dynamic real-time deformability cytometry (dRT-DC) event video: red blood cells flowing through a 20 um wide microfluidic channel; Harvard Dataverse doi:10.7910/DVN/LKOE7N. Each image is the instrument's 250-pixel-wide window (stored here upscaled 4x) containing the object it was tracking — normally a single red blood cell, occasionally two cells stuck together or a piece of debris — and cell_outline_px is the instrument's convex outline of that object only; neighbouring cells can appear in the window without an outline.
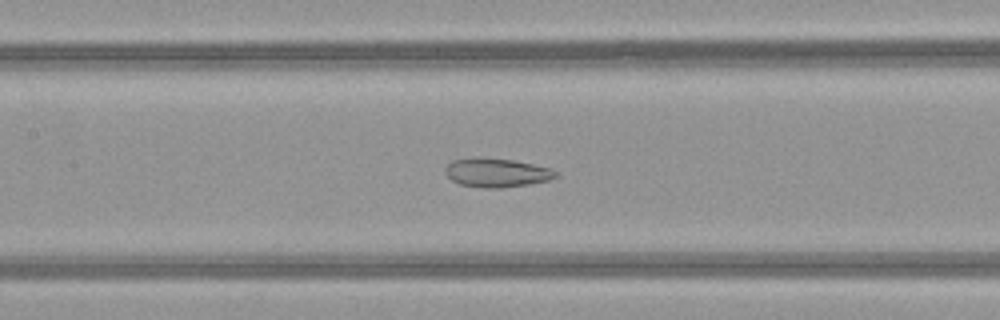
{"species": "common noctule bat (a hibernating species)", "species_latin": "Nyctalus noctula", "temperature_condition": "warm", "stored_images_in_passage": 51, "camera_frame_rate_fps": 3000, "um_per_image_px": 0.085, "animal": {"sex": "female", "body_mass_g": 21.9}, "frame": {"image": 1, "passage_image": 24, "time_ms": 7.667, "image_size_px": [1000, 320], "cell_outline_px": [[556, 176], [548, 180], [528, 184], [500, 188], [484, 188], [460, 184], [452, 180], [444, 172], [444, 168], [452, 160], [476, 156], [512, 160], [552, 168], [556, 172]], "centroid_in_image_um": [42.16, 14.66], "position_along_channel_um": 165.2, "area_um2": 18.61}}
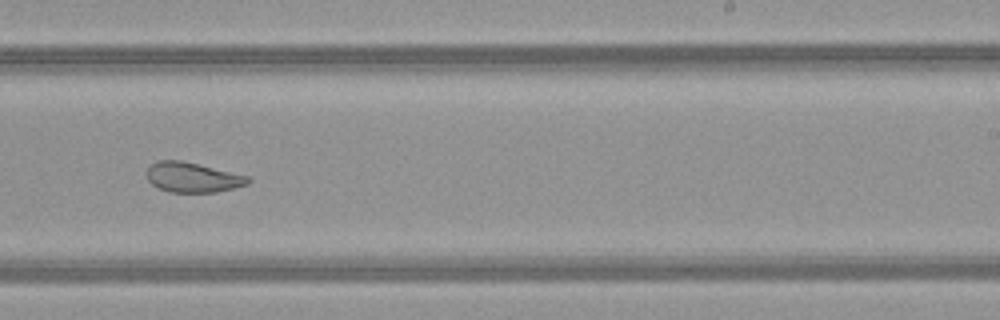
{"frame": {"image": 2, "passage_image": 32, "time_ms": 10.333, "image_size_px": [1000, 320], "cell_outline_px": [[252, 180], [248, 184], [216, 192], [168, 192], [152, 184], [148, 180], [148, 168], [156, 160], [180, 160], [248, 176]], "centroid_in_image_um": [16.37, 15.08], "position_along_channel_um": 272.6, "area_um2": 17.4}}
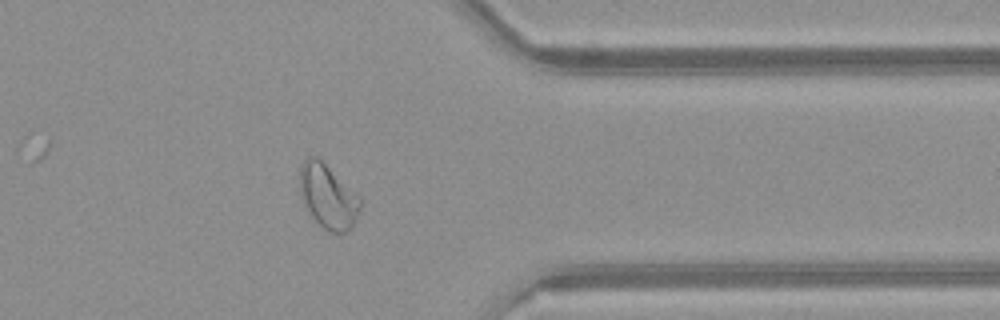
{"frame": {"image": 3, "passage_image": 41, "time_ms": 13.333, "image_size_px": [1000, 320], "cell_outline_px": [[360, 208], [356, 220], [352, 228], [344, 232], [328, 232], [312, 220], [308, 216], [300, 196], [300, 164], [308, 156], [316, 156], [360, 196]], "centroid_in_image_um": [27.84, 16.73], "position_along_channel_um": 383.6, "area_um2": 22.89}, "authors_computed_cell_mechanics": {"area_um2": 24.1026, "velocity_mm_per_s": 4.0428, "shape_relaxation_time_tau1_ms": null, "shape_relaxation_time_tau2_ms": 1.7818, "deformation_change_tau1": null, "deformation_change_tau2": 0.0795}}